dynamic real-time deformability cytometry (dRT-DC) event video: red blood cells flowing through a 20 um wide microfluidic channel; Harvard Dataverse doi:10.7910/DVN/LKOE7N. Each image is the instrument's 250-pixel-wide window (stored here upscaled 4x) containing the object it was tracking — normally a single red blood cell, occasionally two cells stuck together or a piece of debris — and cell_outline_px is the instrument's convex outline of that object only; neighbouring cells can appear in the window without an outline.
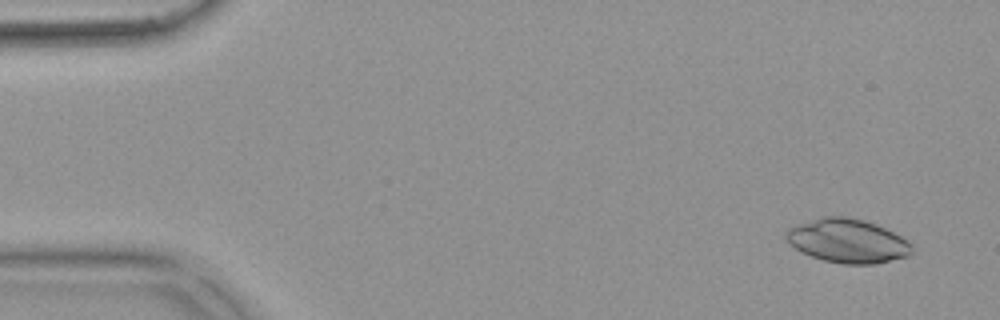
{"species": "common noctule bat (a hibernating species)", "species_latin": "Nyctalus noctula", "temperature_condition": "warm", "stored_images_in_passage": 55, "camera_frame_rate_fps": 3000, "um_per_image_px": 0.085, "animal": {"sex": "female", "body_mass_g": 18.4}, "frame": {"image": 1, "passage_image": 4, "time_ms": 1.0, "image_size_px": [1000, 320], "cell_outline_px": [[912, 252], [908, 256], [876, 264], [840, 264], [824, 260], [800, 252], [788, 244], [784, 236], [784, 232], [788, 228], [820, 216], [848, 216], [864, 220], [876, 224], [908, 240], [912, 244]], "centroid_in_image_um": [72.01, 20.47], "position_along_channel_um": 13.0, "area_um2": 32.48}}
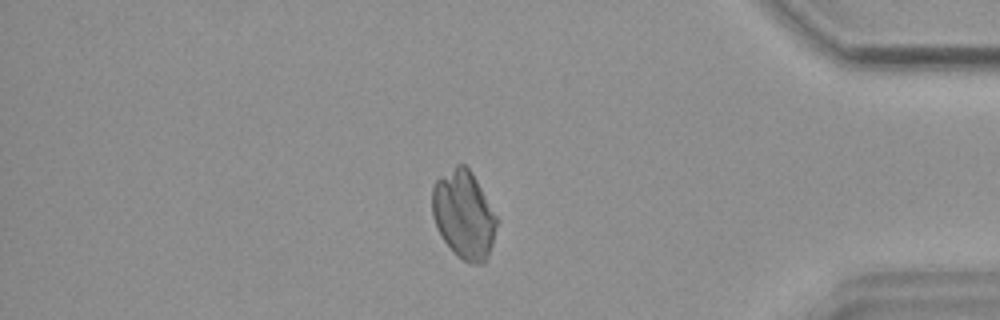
{"frame": {"image": 2, "passage_image": 47, "time_ms": 15.333, "image_size_px": [1000, 320], "cell_outline_px": [[500, 220], [492, 244], [484, 264], [472, 264], [456, 256], [444, 240], [436, 228], [432, 216], [432, 184], [440, 176], [456, 164], [464, 164], [472, 172]], "centroid_in_image_um": [39.43, 18.24], "position_along_channel_um": 395.8, "area_um2": 33.58}}
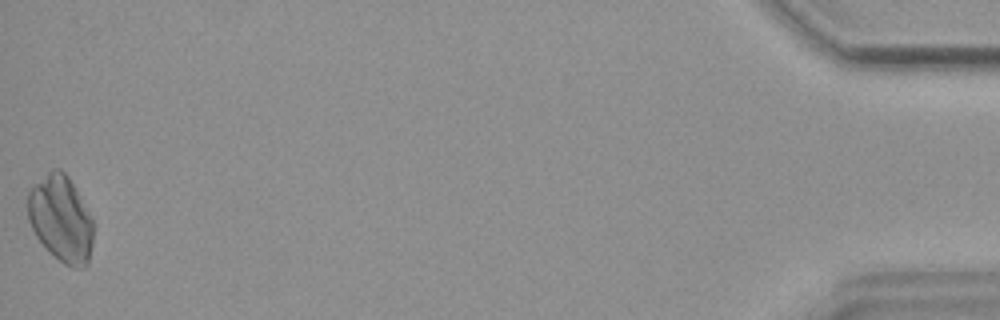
{"frame": {"image": 3, "passage_image": 55, "time_ms": 18.0, "image_size_px": [1000, 320], "cell_outline_px": [[92, 244], [88, 264], [84, 268], [72, 268], [64, 264], [48, 252], [36, 236], [28, 220], [28, 192], [52, 168], [60, 168], [68, 176], [92, 220]], "centroid_in_image_um": [5.17, 18.64], "position_along_channel_um": 430.0, "area_um2": 32.6}}